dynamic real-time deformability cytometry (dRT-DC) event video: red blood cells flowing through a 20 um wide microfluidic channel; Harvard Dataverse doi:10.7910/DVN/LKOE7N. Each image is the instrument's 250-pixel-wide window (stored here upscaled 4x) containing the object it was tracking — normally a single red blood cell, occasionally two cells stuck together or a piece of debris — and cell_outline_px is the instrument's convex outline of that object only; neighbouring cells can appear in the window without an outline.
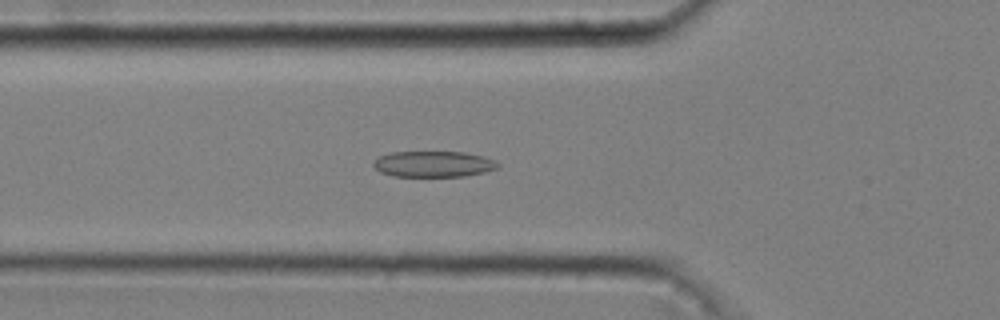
{"species": "common noctule bat (a hibernating species)", "species_latin": "Nyctalus noctula", "temperature_condition": "cold", "stored_images_in_passage": 52, "camera_frame_rate_fps": 3000, "um_per_image_px": 0.085, "animal": {"sex": "male", "body_mass_g": 20.4}, "frame": {"image": 1, "passage_image": 19, "time_ms": 6.0, "image_size_px": [1000, 320], "cell_outline_px": [[500, 168], [484, 172], [464, 176], [392, 176], [380, 172], [372, 164], [380, 156], [392, 152], [464, 152], [484, 156], [500, 164]], "centroid_in_image_um": [36.87, 13.94], "position_along_channel_um": 88.9, "area_um2": 18.73}}
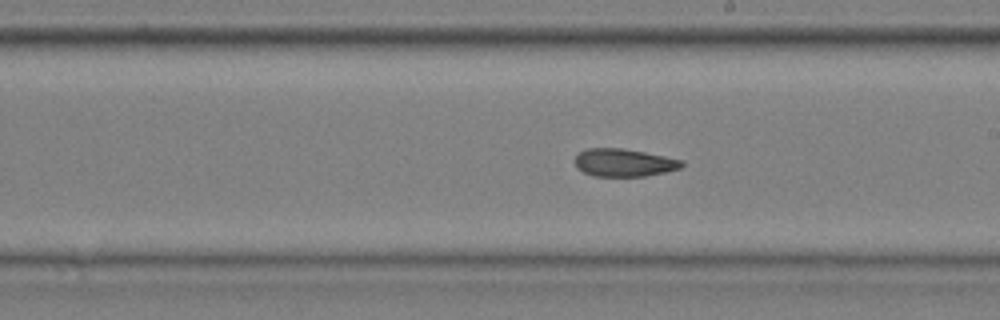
{"frame": {"image": 2, "passage_image": 31, "time_ms": 10.0, "image_size_px": [1000, 320], "cell_outline_px": [[684, 164], [680, 168], [664, 172], [644, 176], [592, 176], [576, 168], [576, 156], [580, 152], [588, 148], [620, 148], [644, 152], [684, 160]], "centroid_in_image_um": [53.03, 13.82], "position_along_channel_um": 236.0, "area_um2": 17.17}}
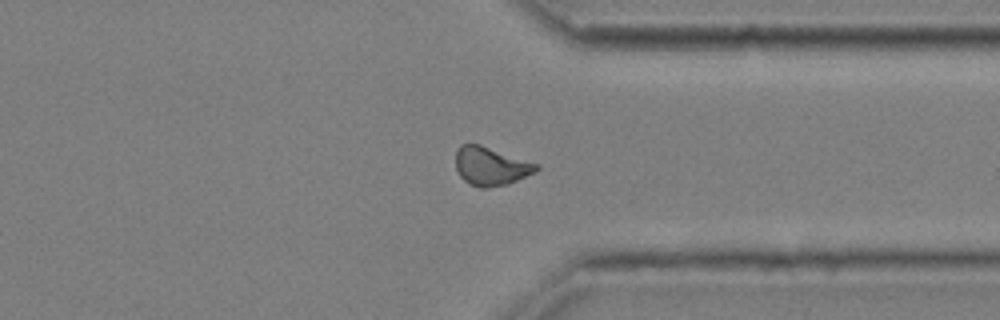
{"frame": {"image": 3, "passage_image": 42, "time_ms": 13.667, "image_size_px": [1000, 320], "cell_outline_px": [[540, 168], [536, 172], [508, 184], [488, 188], [480, 188], [464, 180], [460, 176], [456, 168], [456, 148], [460, 144], [480, 144], [540, 164]], "centroid_in_image_um": [41.74, 14.12], "position_along_channel_um": 369.7, "area_um2": 18.26}, "authors_computed_cell_mechanics": {"area_um2": 18.2648, "velocity_mm_per_s": 3.6774, "shape_relaxation_time_tau1_ms": 7.0031, "shape_relaxation_time_tau2_ms": 2.6028, "deformation_change_tau1": 0.1511, "deformation_change_tau2": 0.0949}}